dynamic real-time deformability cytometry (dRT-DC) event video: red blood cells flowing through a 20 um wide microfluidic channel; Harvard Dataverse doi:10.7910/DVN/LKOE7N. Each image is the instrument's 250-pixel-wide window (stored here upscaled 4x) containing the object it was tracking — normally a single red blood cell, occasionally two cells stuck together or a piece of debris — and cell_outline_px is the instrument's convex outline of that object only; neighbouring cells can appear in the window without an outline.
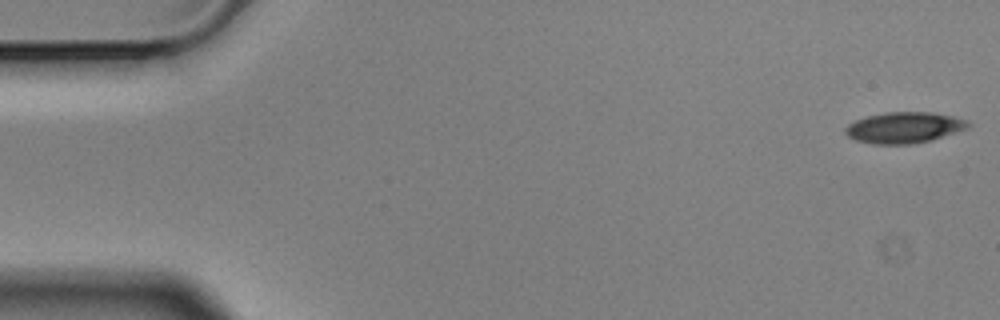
{"species": "Egyptian fruit bat (a non-hibernating species)", "species_latin": "Rousettus aegyptiacus", "temperature_condition": "cold", "stored_images_in_passage": 56, "camera_frame_rate_fps": 3000, "um_per_image_px": 0.085, "animal": {"sex": "male"}, "frame": {"image": 1, "passage_image": 1, "time_ms": 0.0, "image_size_px": [1000, 320], "cell_outline_px": [[972, 124], [968, 128], [932, 140], [912, 144], [872, 144], [856, 140], [848, 136], [844, 132], [844, 128], [848, 124], [856, 120], [868, 116], [884, 112], [932, 112], [952, 116], [968, 120]], "centroid_in_image_um": [76.86, 10.84], "position_along_channel_um": 8.1, "area_um2": 22.31}}
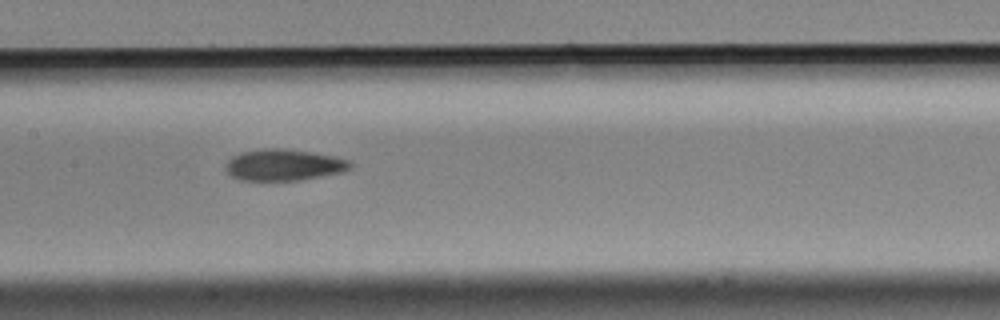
{"frame": {"image": 2, "passage_image": 27, "time_ms": 8.667, "image_size_px": [1000, 320], "cell_outline_px": [[352, 168], [344, 172], [300, 180], [240, 180], [232, 176], [224, 168], [224, 164], [232, 156], [240, 152], [264, 148], [280, 148], [312, 152], [352, 160]], "centroid_in_image_um": [24.13, 14.01], "position_along_channel_um": 183.3, "area_um2": 23.0}}
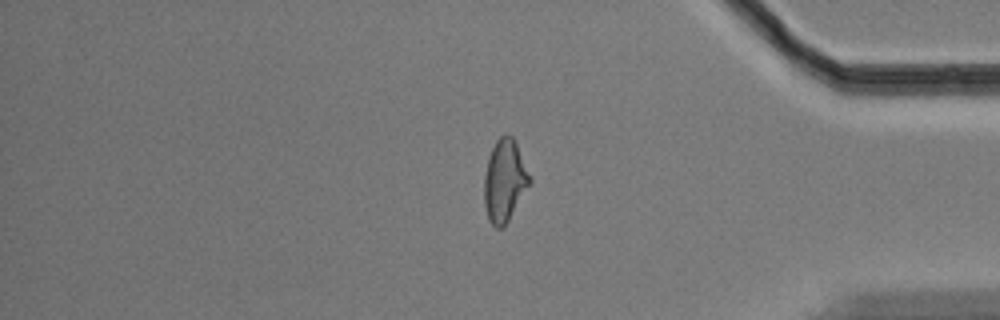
{"frame": {"image": 3, "passage_image": 47, "time_ms": 15.333, "image_size_px": [1000, 320], "cell_outline_px": [[532, 184], [504, 228], [496, 228], [488, 220], [484, 204], [484, 176], [488, 156], [496, 140], [504, 132], [508, 132], [512, 136], [516, 144], [532, 180]], "centroid_in_image_um": [42.9, 15.38], "position_along_channel_um": 392.3, "area_um2": 22.25}, "authors_computed_cell_mechanics": {"area_um2": 22.2819, "velocity_mm_per_s": 3.5155, "shape_relaxation_time_tau1_ms": 7.8318, "shape_relaxation_time_tau2_ms": 4.768, "deformation_change_tau1": 0.1784, "deformation_change_tau2": 0.1264}}